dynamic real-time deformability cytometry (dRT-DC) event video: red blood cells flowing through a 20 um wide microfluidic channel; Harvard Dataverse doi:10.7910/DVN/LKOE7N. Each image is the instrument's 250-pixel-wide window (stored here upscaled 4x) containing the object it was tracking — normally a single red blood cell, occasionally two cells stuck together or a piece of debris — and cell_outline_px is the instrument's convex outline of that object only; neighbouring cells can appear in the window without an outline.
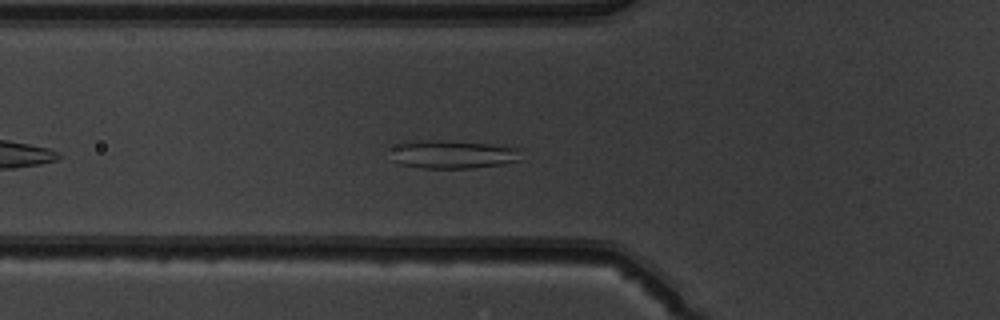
{"species": "common noctule bat (a hibernating species)", "species_latin": "Nyctalus noctula", "temperature_condition": "warm", "stored_images_in_passage": 34, "camera_frame_rate_fps": 3000, "um_per_image_px": 0.085, "animal": {"sex": "male", "body_mass_g": 19.5, "forearm_length_mm": 54.6}, "frame": {"image": 1, "passage_image": 2, "time_ms": 0.333, "image_size_px": [1000, 320], "cell_outline_px": [[520, 160], [504, 164], [472, 168], [420, 168], [400, 164], [396, 160], [392, 148], [400, 144], [420, 140], [448, 140], [492, 144], [516, 148]], "centroid_in_image_um": [38.51, 13.12], "position_along_channel_um": 87.3, "area_um2": 21.15}}
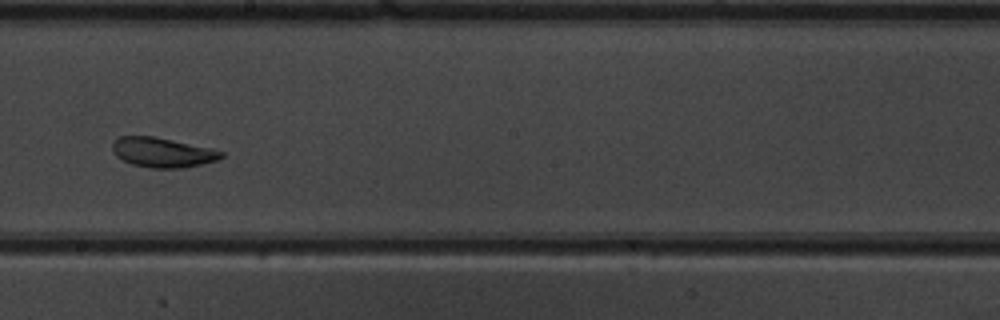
{"frame": {"image": 2, "passage_image": 13, "time_ms": 4.0, "image_size_px": [1000, 320], "cell_outline_px": [[224, 156], [216, 160], [184, 168], [152, 168], [132, 164], [116, 156], [112, 152], [112, 144], [120, 136], [156, 136], [212, 148], [224, 152]], "centroid_in_image_um": [13.82, 12.95], "position_along_channel_um": 234.4, "area_um2": 18.9}}
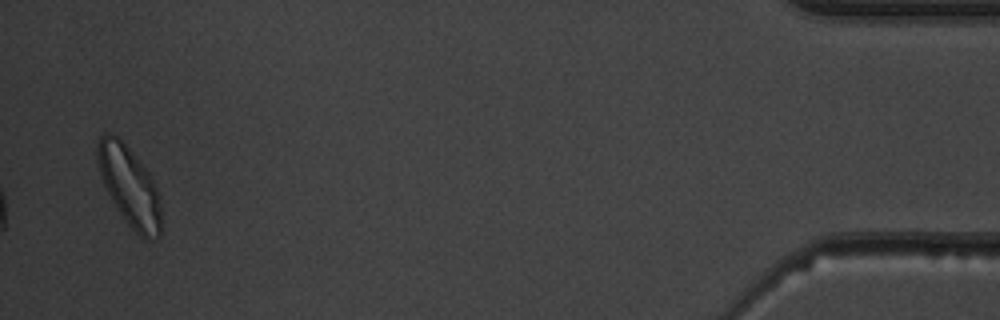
{"frame": {"image": 3, "passage_image": 33, "time_ms": 10.667, "image_size_px": [1000, 320], "cell_outline_px": [[160, 232], [156, 236], [140, 236], [124, 220], [112, 200], [104, 184], [100, 172], [96, 156], [96, 144], [100, 136], [104, 132], [108, 132], [116, 136], [128, 148], [148, 172], [160, 196]], "centroid_in_image_um": [10.96, 15.78], "position_along_channel_um": 424.2, "area_um2": 28.73}}